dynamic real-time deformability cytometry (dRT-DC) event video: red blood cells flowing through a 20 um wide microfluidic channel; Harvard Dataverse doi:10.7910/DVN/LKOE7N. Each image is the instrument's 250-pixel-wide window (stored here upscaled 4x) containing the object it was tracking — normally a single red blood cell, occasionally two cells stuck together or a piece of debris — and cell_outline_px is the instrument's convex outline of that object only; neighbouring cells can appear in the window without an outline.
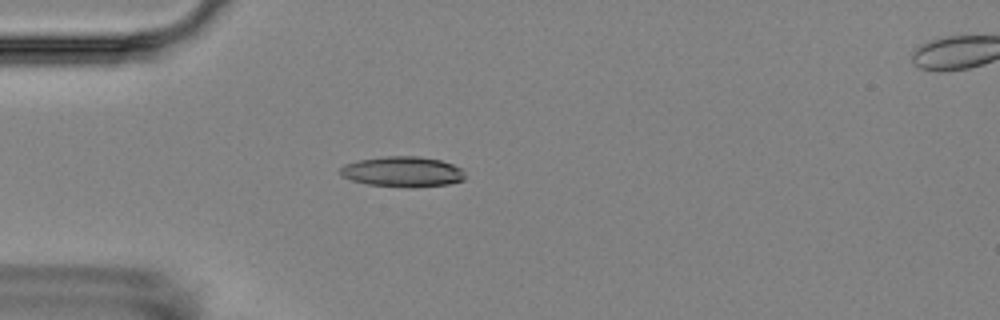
{"species": "Egyptian fruit bat (a non-hibernating species)", "species_latin": "Rousettus aegyptiacus", "temperature_condition": "room temperature", "stored_images_in_passage": 3, "camera_frame_rate_fps": 3000, "um_per_image_px": 0.085, "animal": {"sex": "female"}, "frame": {"image": 1, "passage_image": 2, "time_ms": 1.0, "image_size_px": [1000, 320], "cell_outline_px": [[464, 180], [448, 184], [412, 188], [368, 184], [352, 180], [344, 176], [340, 172], [340, 168], [344, 164], [360, 160], [384, 156], [420, 156], [440, 160], [464, 168]], "centroid_in_image_um": [34.27, 14.59], "position_along_channel_um": 50.7, "area_um2": 22.14}}